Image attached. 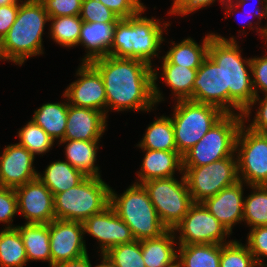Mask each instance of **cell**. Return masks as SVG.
<instances>
[{"mask_svg":"<svg viewBox=\"0 0 267 267\" xmlns=\"http://www.w3.org/2000/svg\"><path fill=\"white\" fill-rule=\"evenodd\" d=\"M34 159L35 156L18 143L6 146L0 156V186L15 189L37 179Z\"/></svg>","mask_w":267,"mask_h":267,"instance_id":"ac0fdd59","label":"cell"},{"mask_svg":"<svg viewBox=\"0 0 267 267\" xmlns=\"http://www.w3.org/2000/svg\"><path fill=\"white\" fill-rule=\"evenodd\" d=\"M77 69V80L63 92L70 105L98 110L107 116V98L102 76L90 62H82ZM106 109V110H105Z\"/></svg>","mask_w":267,"mask_h":267,"instance_id":"4fadbf2b","label":"cell"},{"mask_svg":"<svg viewBox=\"0 0 267 267\" xmlns=\"http://www.w3.org/2000/svg\"><path fill=\"white\" fill-rule=\"evenodd\" d=\"M236 42L233 36L227 39L214 33L208 56L223 70L224 89H229V114H234L235 109L242 115L254 99L255 92L250 74L251 58L242 57Z\"/></svg>","mask_w":267,"mask_h":267,"instance_id":"7a4b0ae2","label":"cell"},{"mask_svg":"<svg viewBox=\"0 0 267 267\" xmlns=\"http://www.w3.org/2000/svg\"><path fill=\"white\" fill-rule=\"evenodd\" d=\"M225 115L219 108L188 100H178L171 120L177 152L183 156Z\"/></svg>","mask_w":267,"mask_h":267,"instance_id":"52a82bcc","label":"cell"},{"mask_svg":"<svg viewBox=\"0 0 267 267\" xmlns=\"http://www.w3.org/2000/svg\"><path fill=\"white\" fill-rule=\"evenodd\" d=\"M235 155L240 181L247 186L267 185V133L254 132L243 123L237 134Z\"/></svg>","mask_w":267,"mask_h":267,"instance_id":"8fae6325","label":"cell"},{"mask_svg":"<svg viewBox=\"0 0 267 267\" xmlns=\"http://www.w3.org/2000/svg\"><path fill=\"white\" fill-rule=\"evenodd\" d=\"M115 25L116 23H87L83 21L78 45H83L87 54L81 60L82 62H91L109 55Z\"/></svg>","mask_w":267,"mask_h":267,"instance_id":"7402d4cb","label":"cell"},{"mask_svg":"<svg viewBox=\"0 0 267 267\" xmlns=\"http://www.w3.org/2000/svg\"><path fill=\"white\" fill-rule=\"evenodd\" d=\"M175 232L167 230L157 238L141 240V250L146 267H177Z\"/></svg>","mask_w":267,"mask_h":267,"instance_id":"603a6c76","label":"cell"},{"mask_svg":"<svg viewBox=\"0 0 267 267\" xmlns=\"http://www.w3.org/2000/svg\"><path fill=\"white\" fill-rule=\"evenodd\" d=\"M120 19L137 15L145 8L141 0H99Z\"/></svg>","mask_w":267,"mask_h":267,"instance_id":"7bdbcfd3","label":"cell"},{"mask_svg":"<svg viewBox=\"0 0 267 267\" xmlns=\"http://www.w3.org/2000/svg\"><path fill=\"white\" fill-rule=\"evenodd\" d=\"M142 185L168 230H173L182 221L194 203L183 173L180 181L174 177H166L151 179Z\"/></svg>","mask_w":267,"mask_h":267,"instance_id":"9c48e42d","label":"cell"},{"mask_svg":"<svg viewBox=\"0 0 267 267\" xmlns=\"http://www.w3.org/2000/svg\"><path fill=\"white\" fill-rule=\"evenodd\" d=\"M216 0H174L173 5L168 14H175L179 16L189 15L198 9H203L212 5ZM223 7L228 0H219Z\"/></svg>","mask_w":267,"mask_h":267,"instance_id":"f6af8a7d","label":"cell"},{"mask_svg":"<svg viewBox=\"0 0 267 267\" xmlns=\"http://www.w3.org/2000/svg\"><path fill=\"white\" fill-rule=\"evenodd\" d=\"M236 155L205 166H183L193 202H203L239 181Z\"/></svg>","mask_w":267,"mask_h":267,"instance_id":"30bf717a","label":"cell"},{"mask_svg":"<svg viewBox=\"0 0 267 267\" xmlns=\"http://www.w3.org/2000/svg\"><path fill=\"white\" fill-rule=\"evenodd\" d=\"M1 43H2V39L0 38V60H2V54H1Z\"/></svg>","mask_w":267,"mask_h":267,"instance_id":"db71d44e","label":"cell"},{"mask_svg":"<svg viewBox=\"0 0 267 267\" xmlns=\"http://www.w3.org/2000/svg\"><path fill=\"white\" fill-rule=\"evenodd\" d=\"M110 188L101 177L87 176L77 186L55 194V219L83 223L110 205Z\"/></svg>","mask_w":267,"mask_h":267,"instance_id":"8992f818","label":"cell"},{"mask_svg":"<svg viewBox=\"0 0 267 267\" xmlns=\"http://www.w3.org/2000/svg\"><path fill=\"white\" fill-rule=\"evenodd\" d=\"M49 233L51 266L88 254L81 222L54 219L49 223Z\"/></svg>","mask_w":267,"mask_h":267,"instance_id":"5bb4252c","label":"cell"},{"mask_svg":"<svg viewBox=\"0 0 267 267\" xmlns=\"http://www.w3.org/2000/svg\"><path fill=\"white\" fill-rule=\"evenodd\" d=\"M177 267H220L221 244L179 245Z\"/></svg>","mask_w":267,"mask_h":267,"instance_id":"f546056e","label":"cell"},{"mask_svg":"<svg viewBox=\"0 0 267 267\" xmlns=\"http://www.w3.org/2000/svg\"><path fill=\"white\" fill-rule=\"evenodd\" d=\"M248 3V0H228L224 5H225V16L228 17V14H232L236 11L241 6H245V4ZM235 4V5H234ZM238 7V8H237Z\"/></svg>","mask_w":267,"mask_h":267,"instance_id":"c3c4849f","label":"cell"},{"mask_svg":"<svg viewBox=\"0 0 267 267\" xmlns=\"http://www.w3.org/2000/svg\"><path fill=\"white\" fill-rule=\"evenodd\" d=\"M79 16L87 23H116L120 19L99 0H83Z\"/></svg>","mask_w":267,"mask_h":267,"instance_id":"74e56055","label":"cell"},{"mask_svg":"<svg viewBox=\"0 0 267 267\" xmlns=\"http://www.w3.org/2000/svg\"><path fill=\"white\" fill-rule=\"evenodd\" d=\"M243 124L241 114H225L183 156V166H205L235 155L236 138Z\"/></svg>","mask_w":267,"mask_h":267,"instance_id":"ba28073f","label":"cell"},{"mask_svg":"<svg viewBox=\"0 0 267 267\" xmlns=\"http://www.w3.org/2000/svg\"><path fill=\"white\" fill-rule=\"evenodd\" d=\"M105 256L114 267H146L141 250L140 241L119 244L111 247Z\"/></svg>","mask_w":267,"mask_h":267,"instance_id":"d590c367","label":"cell"},{"mask_svg":"<svg viewBox=\"0 0 267 267\" xmlns=\"http://www.w3.org/2000/svg\"><path fill=\"white\" fill-rule=\"evenodd\" d=\"M138 146L141 149L177 151L171 117L160 116L151 123Z\"/></svg>","mask_w":267,"mask_h":267,"instance_id":"4dcf8cb0","label":"cell"},{"mask_svg":"<svg viewBox=\"0 0 267 267\" xmlns=\"http://www.w3.org/2000/svg\"><path fill=\"white\" fill-rule=\"evenodd\" d=\"M260 267H267V264H265V262L264 263H262L261 265H259Z\"/></svg>","mask_w":267,"mask_h":267,"instance_id":"11a10c76","label":"cell"},{"mask_svg":"<svg viewBox=\"0 0 267 267\" xmlns=\"http://www.w3.org/2000/svg\"><path fill=\"white\" fill-rule=\"evenodd\" d=\"M162 73L160 78L165 82L175 95L174 99L188 100L193 95V84L197 69H190L177 64H171L162 56Z\"/></svg>","mask_w":267,"mask_h":267,"instance_id":"83f0119b","label":"cell"},{"mask_svg":"<svg viewBox=\"0 0 267 267\" xmlns=\"http://www.w3.org/2000/svg\"><path fill=\"white\" fill-rule=\"evenodd\" d=\"M19 1L15 4L0 7V38L2 39L16 20Z\"/></svg>","mask_w":267,"mask_h":267,"instance_id":"bcb514c9","label":"cell"},{"mask_svg":"<svg viewBox=\"0 0 267 267\" xmlns=\"http://www.w3.org/2000/svg\"><path fill=\"white\" fill-rule=\"evenodd\" d=\"M101 263L99 265H96L95 267H114L112 262L105 256V254H101Z\"/></svg>","mask_w":267,"mask_h":267,"instance_id":"816d5d0a","label":"cell"},{"mask_svg":"<svg viewBox=\"0 0 267 267\" xmlns=\"http://www.w3.org/2000/svg\"><path fill=\"white\" fill-rule=\"evenodd\" d=\"M246 245L253 254L259 267L262 261L264 263V258L267 257V225L251 228L250 232L247 234Z\"/></svg>","mask_w":267,"mask_h":267,"instance_id":"f35d334b","label":"cell"},{"mask_svg":"<svg viewBox=\"0 0 267 267\" xmlns=\"http://www.w3.org/2000/svg\"><path fill=\"white\" fill-rule=\"evenodd\" d=\"M102 76L107 113L115 111H151L163 99L156 84L157 68L130 58H117L112 55L97 58L90 62Z\"/></svg>","mask_w":267,"mask_h":267,"instance_id":"6da1fadb","label":"cell"},{"mask_svg":"<svg viewBox=\"0 0 267 267\" xmlns=\"http://www.w3.org/2000/svg\"><path fill=\"white\" fill-rule=\"evenodd\" d=\"M18 214H22L26 223L49 224L55 219L54 195L37 178L15 188Z\"/></svg>","mask_w":267,"mask_h":267,"instance_id":"2e32d148","label":"cell"},{"mask_svg":"<svg viewBox=\"0 0 267 267\" xmlns=\"http://www.w3.org/2000/svg\"><path fill=\"white\" fill-rule=\"evenodd\" d=\"M145 10L146 7L137 15L116 22L109 55L141 60L152 66V59L159 56L160 45L165 41L163 29L170 24L164 22L163 27L160 19L142 16Z\"/></svg>","mask_w":267,"mask_h":267,"instance_id":"3957f363","label":"cell"},{"mask_svg":"<svg viewBox=\"0 0 267 267\" xmlns=\"http://www.w3.org/2000/svg\"><path fill=\"white\" fill-rule=\"evenodd\" d=\"M28 262L22 237L17 228L0 231V267H24Z\"/></svg>","mask_w":267,"mask_h":267,"instance_id":"1f68e13d","label":"cell"},{"mask_svg":"<svg viewBox=\"0 0 267 267\" xmlns=\"http://www.w3.org/2000/svg\"><path fill=\"white\" fill-rule=\"evenodd\" d=\"M43 172V174L38 173L37 178L53 195L77 186L87 177L67 161L61 160L50 163Z\"/></svg>","mask_w":267,"mask_h":267,"instance_id":"d4e9b609","label":"cell"},{"mask_svg":"<svg viewBox=\"0 0 267 267\" xmlns=\"http://www.w3.org/2000/svg\"><path fill=\"white\" fill-rule=\"evenodd\" d=\"M17 213L18 205L15 189L0 186V222L8 224L5 228H16L11 223Z\"/></svg>","mask_w":267,"mask_h":267,"instance_id":"ab89813d","label":"cell"},{"mask_svg":"<svg viewBox=\"0 0 267 267\" xmlns=\"http://www.w3.org/2000/svg\"><path fill=\"white\" fill-rule=\"evenodd\" d=\"M19 0H0V7L17 3Z\"/></svg>","mask_w":267,"mask_h":267,"instance_id":"f5cc1de1","label":"cell"},{"mask_svg":"<svg viewBox=\"0 0 267 267\" xmlns=\"http://www.w3.org/2000/svg\"><path fill=\"white\" fill-rule=\"evenodd\" d=\"M51 267H92L88 254L74 259L53 264Z\"/></svg>","mask_w":267,"mask_h":267,"instance_id":"7dc6e473","label":"cell"},{"mask_svg":"<svg viewBox=\"0 0 267 267\" xmlns=\"http://www.w3.org/2000/svg\"><path fill=\"white\" fill-rule=\"evenodd\" d=\"M173 231L180 234L176 238L179 245L226 244L225 237L231 235L202 202H194Z\"/></svg>","mask_w":267,"mask_h":267,"instance_id":"7c38bea8","label":"cell"},{"mask_svg":"<svg viewBox=\"0 0 267 267\" xmlns=\"http://www.w3.org/2000/svg\"><path fill=\"white\" fill-rule=\"evenodd\" d=\"M253 254L247 245L236 240L221 244L220 267H257Z\"/></svg>","mask_w":267,"mask_h":267,"instance_id":"8d00e7d4","label":"cell"},{"mask_svg":"<svg viewBox=\"0 0 267 267\" xmlns=\"http://www.w3.org/2000/svg\"><path fill=\"white\" fill-rule=\"evenodd\" d=\"M50 37L62 47L78 45L83 20L77 16L49 17Z\"/></svg>","mask_w":267,"mask_h":267,"instance_id":"d6a6232c","label":"cell"},{"mask_svg":"<svg viewBox=\"0 0 267 267\" xmlns=\"http://www.w3.org/2000/svg\"><path fill=\"white\" fill-rule=\"evenodd\" d=\"M66 144V161L86 176L101 177L99 167L95 165L99 141L61 140L59 145Z\"/></svg>","mask_w":267,"mask_h":267,"instance_id":"484cf974","label":"cell"},{"mask_svg":"<svg viewBox=\"0 0 267 267\" xmlns=\"http://www.w3.org/2000/svg\"><path fill=\"white\" fill-rule=\"evenodd\" d=\"M49 17L80 15L83 0H40Z\"/></svg>","mask_w":267,"mask_h":267,"instance_id":"b9f144b4","label":"cell"},{"mask_svg":"<svg viewBox=\"0 0 267 267\" xmlns=\"http://www.w3.org/2000/svg\"><path fill=\"white\" fill-rule=\"evenodd\" d=\"M69 102L45 103L34 111L32 120L55 141L64 140ZM60 139V140H59Z\"/></svg>","mask_w":267,"mask_h":267,"instance_id":"f1b7e54d","label":"cell"},{"mask_svg":"<svg viewBox=\"0 0 267 267\" xmlns=\"http://www.w3.org/2000/svg\"><path fill=\"white\" fill-rule=\"evenodd\" d=\"M145 151L137 184L151 179L174 177L175 171L183 173V158L177 151L141 149Z\"/></svg>","mask_w":267,"mask_h":267,"instance_id":"44dd1931","label":"cell"},{"mask_svg":"<svg viewBox=\"0 0 267 267\" xmlns=\"http://www.w3.org/2000/svg\"><path fill=\"white\" fill-rule=\"evenodd\" d=\"M46 22L49 15L40 0H20L16 20L2 38V59L22 66L29 57L43 54Z\"/></svg>","mask_w":267,"mask_h":267,"instance_id":"277c9868","label":"cell"},{"mask_svg":"<svg viewBox=\"0 0 267 267\" xmlns=\"http://www.w3.org/2000/svg\"><path fill=\"white\" fill-rule=\"evenodd\" d=\"M190 100L215 106L229 114V89H224L223 70L208 55L197 69Z\"/></svg>","mask_w":267,"mask_h":267,"instance_id":"9a60e30c","label":"cell"},{"mask_svg":"<svg viewBox=\"0 0 267 267\" xmlns=\"http://www.w3.org/2000/svg\"><path fill=\"white\" fill-rule=\"evenodd\" d=\"M265 17L267 19V0H265ZM255 29L257 30L256 32L260 34L261 38L262 39H265L266 41V38H267V24L265 27H262V26H255Z\"/></svg>","mask_w":267,"mask_h":267,"instance_id":"f907efd6","label":"cell"},{"mask_svg":"<svg viewBox=\"0 0 267 267\" xmlns=\"http://www.w3.org/2000/svg\"><path fill=\"white\" fill-rule=\"evenodd\" d=\"M251 70L255 96H257L260 91L267 94V54L262 57H252Z\"/></svg>","mask_w":267,"mask_h":267,"instance_id":"ee69618b","label":"cell"},{"mask_svg":"<svg viewBox=\"0 0 267 267\" xmlns=\"http://www.w3.org/2000/svg\"><path fill=\"white\" fill-rule=\"evenodd\" d=\"M16 228L22 237L28 261H47L51 267L49 224L25 223Z\"/></svg>","mask_w":267,"mask_h":267,"instance_id":"cb8c5ba5","label":"cell"},{"mask_svg":"<svg viewBox=\"0 0 267 267\" xmlns=\"http://www.w3.org/2000/svg\"><path fill=\"white\" fill-rule=\"evenodd\" d=\"M214 33L207 34L199 45L193 38L183 39L180 43L172 42L173 45L164 57L171 63L190 69H198L208 55V47Z\"/></svg>","mask_w":267,"mask_h":267,"instance_id":"4316f807","label":"cell"},{"mask_svg":"<svg viewBox=\"0 0 267 267\" xmlns=\"http://www.w3.org/2000/svg\"><path fill=\"white\" fill-rule=\"evenodd\" d=\"M264 99L259 97V94L254 97L250 106L242 113L243 123L246 122L250 117L251 109L253 105H256L257 102L259 103V107L257 108L256 115L254 116L252 122L246 126L250 130L257 132V133H267V94L263 95ZM247 118V119H246Z\"/></svg>","mask_w":267,"mask_h":267,"instance_id":"60d3db41","label":"cell"},{"mask_svg":"<svg viewBox=\"0 0 267 267\" xmlns=\"http://www.w3.org/2000/svg\"><path fill=\"white\" fill-rule=\"evenodd\" d=\"M258 2V4H260V5H262L261 7L259 6L258 8L257 7H255V9H254V13H253V15L255 16V17H257L258 18V22H259V20H260V22L259 23H255L254 22V24H256V25H259L260 23H261V20L263 19V18H266L265 17V0H257ZM264 2V3H263ZM250 14H248V16H249ZM238 18H239V15H238ZM243 21H244V19H243Z\"/></svg>","mask_w":267,"mask_h":267,"instance_id":"681fc988","label":"cell"},{"mask_svg":"<svg viewBox=\"0 0 267 267\" xmlns=\"http://www.w3.org/2000/svg\"><path fill=\"white\" fill-rule=\"evenodd\" d=\"M19 145L24 146L34 156L46 154L53 147L54 140L32 119L19 130Z\"/></svg>","mask_w":267,"mask_h":267,"instance_id":"e575fe53","label":"cell"},{"mask_svg":"<svg viewBox=\"0 0 267 267\" xmlns=\"http://www.w3.org/2000/svg\"><path fill=\"white\" fill-rule=\"evenodd\" d=\"M243 184L245 183L239 180L202 202L230 234L233 226L243 221Z\"/></svg>","mask_w":267,"mask_h":267,"instance_id":"d6986e66","label":"cell"},{"mask_svg":"<svg viewBox=\"0 0 267 267\" xmlns=\"http://www.w3.org/2000/svg\"><path fill=\"white\" fill-rule=\"evenodd\" d=\"M106 119L98 110L69 104L64 140L99 141L107 127Z\"/></svg>","mask_w":267,"mask_h":267,"instance_id":"ffe728a7","label":"cell"},{"mask_svg":"<svg viewBox=\"0 0 267 267\" xmlns=\"http://www.w3.org/2000/svg\"><path fill=\"white\" fill-rule=\"evenodd\" d=\"M249 187L253 192L244 198L243 222L245 221L251 228L265 226L267 225V185Z\"/></svg>","mask_w":267,"mask_h":267,"instance_id":"836d02e7","label":"cell"},{"mask_svg":"<svg viewBox=\"0 0 267 267\" xmlns=\"http://www.w3.org/2000/svg\"><path fill=\"white\" fill-rule=\"evenodd\" d=\"M82 224L84 233L93 236L100 243L101 254H105L111 247L135 240L130 227L110 205L102 212L87 218Z\"/></svg>","mask_w":267,"mask_h":267,"instance_id":"e0dca14e","label":"cell"},{"mask_svg":"<svg viewBox=\"0 0 267 267\" xmlns=\"http://www.w3.org/2000/svg\"><path fill=\"white\" fill-rule=\"evenodd\" d=\"M110 206L130 227L137 241L157 238L168 230L161 222L142 184L133 183L122 195L110 188Z\"/></svg>","mask_w":267,"mask_h":267,"instance_id":"5b68a950","label":"cell"}]
</instances>
